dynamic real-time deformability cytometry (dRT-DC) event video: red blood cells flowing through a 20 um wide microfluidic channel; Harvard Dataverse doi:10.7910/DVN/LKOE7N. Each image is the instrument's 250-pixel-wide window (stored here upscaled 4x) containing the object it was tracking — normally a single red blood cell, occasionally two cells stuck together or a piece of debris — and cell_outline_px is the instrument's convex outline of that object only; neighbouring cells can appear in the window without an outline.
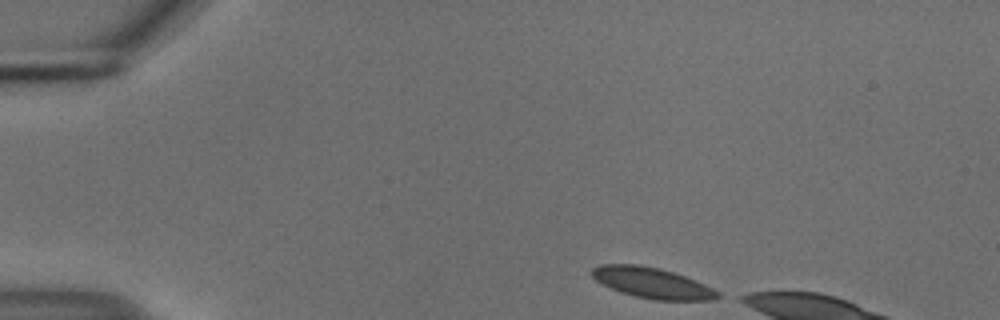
{"species": "common noctule bat (a hibernating species)", "species_latin": "Nyctalus noctula", "temperature_condition": "cold", "stored_images_in_passage": 9, "camera_frame_rate_fps": 3000, "um_per_image_px": 0.085, "animal": {"sex": "male", "body_mass_g": 18.8}, "frame": {"image": 1, "passage_image": 1, "time_ms": 0.0, "image_size_px": [1000, 320], "cell_outline_px": [[724, 296], [716, 300], [652, 300], [620, 292], [596, 280], [592, 276], [592, 268], [600, 264], [640, 264], [660, 268], [684, 276], [704, 284], [720, 292]], "centroid_in_image_um": [55.47, 24.05], "position_along_channel_um": 29.5, "area_um2": 22.48}}